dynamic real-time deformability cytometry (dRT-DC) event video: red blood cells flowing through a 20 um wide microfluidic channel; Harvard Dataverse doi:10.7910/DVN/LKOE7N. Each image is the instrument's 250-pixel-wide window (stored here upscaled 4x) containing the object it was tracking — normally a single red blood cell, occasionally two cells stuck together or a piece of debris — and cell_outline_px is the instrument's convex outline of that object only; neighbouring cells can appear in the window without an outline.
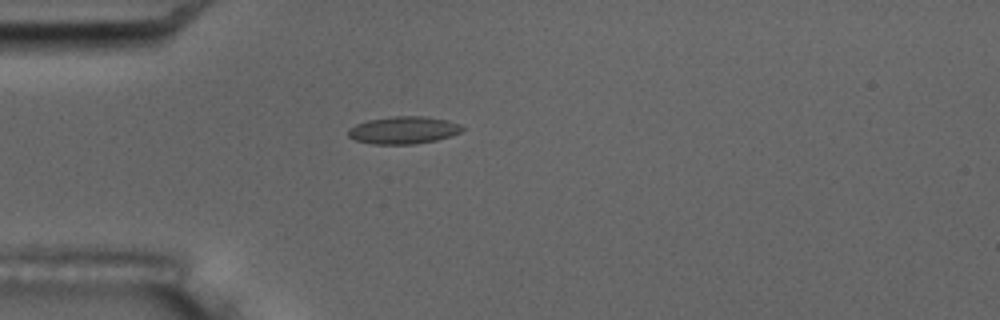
{"species": "common noctule bat (a hibernating species)", "species_latin": "Nyctalus noctula", "temperature_condition": "room temperature", "stored_images_in_passage": 6, "camera_frame_rate_fps": 3000, "um_per_image_px": 0.085, "animal": {"sex": "male", "body_mass_g": 17.5, "forearm_length_mm": 52.3}, "frame": {"image": 1, "passage_image": 5, "time_ms": 4.667, "image_size_px": [1000, 320], "cell_outline_px": [[464, 128], [460, 132], [452, 136], [436, 140], [412, 144], [372, 144], [356, 140], [348, 136], [348, 128], [356, 124], [368, 120], [396, 116], [424, 116], [448, 120], [460, 124]], "centroid_in_image_um": [34.3, 11.06], "position_along_channel_um": 50.7, "area_um2": 18.21}}